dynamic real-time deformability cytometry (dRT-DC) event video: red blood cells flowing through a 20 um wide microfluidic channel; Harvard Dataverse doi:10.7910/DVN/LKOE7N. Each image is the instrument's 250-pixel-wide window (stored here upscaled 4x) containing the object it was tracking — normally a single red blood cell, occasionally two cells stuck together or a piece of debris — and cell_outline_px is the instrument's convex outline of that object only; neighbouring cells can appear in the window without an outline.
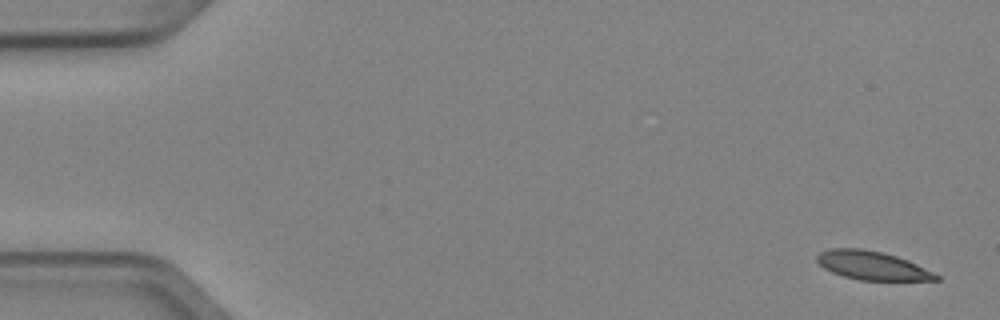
{"species": "Egyptian fruit bat (a non-hibernating species)", "species_latin": "Rousettus aegyptiacus", "temperature_condition": "cold", "stored_images_in_passage": 7, "camera_frame_rate_fps": 3000, "um_per_image_px": 0.085, "animal": {"sex": "female"}, "frame": {"image": 1, "passage_image": 1, "time_ms": 0.0, "image_size_px": [1000, 320], "cell_outline_px": [[940, 280], [860, 280], [844, 276], [832, 272], [824, 268], [816, 260], [816, 256], [820, 252], [832, 248], [860, 248], [880, 252], [896, 256], [908, 260], [940, 276]], "centroid_in_image_um": [74.11, 22.57], "position_along_channel_um": 10.9, "area_um2": 19.59}}
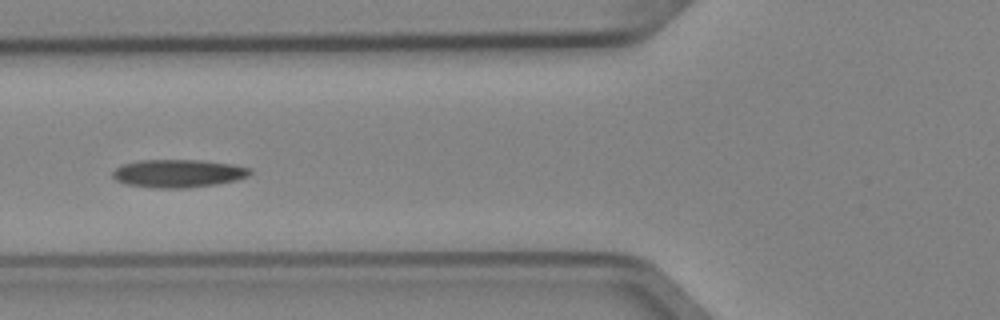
{"frame": {"image": 2, "passage_image": 6, "time_ms": 1.667, "image_size_px": [1000, 320], "cell_outline_px": [[252, 172], [248, 176], [236, 180], [216, 184], [188, 188], [152, 188], [128, 184], [116, 180], [112, 176], [112, 172], [120, 164], [136, 160], [204, 160], [232, 164], [252, 168]], "centroid_in_image_um": [15.14, 14.73], "position_along_channel_um": 110.7, "area_um2": 22.66}}
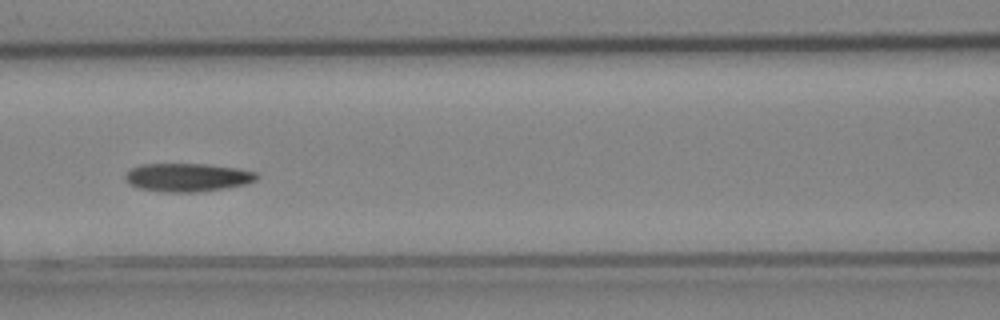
{"frame": {"image": 3, "passage_image": 7, "time_ms": 2.0, "image_size_px": [1000, 320], "cell_outline_px": [[260, 176], [256, 180], [248, 184], [200, 192], [160, 192], [140, 188], [128, 184], [124, 180], [124, 176], [132, 168], [140, 164], [208, 164], [240, 168], [256, 172]], "centroid_in_image_um": [15.96, 15.08], "position_along_channel_um": 150.6, "area_um2": 22.02}}